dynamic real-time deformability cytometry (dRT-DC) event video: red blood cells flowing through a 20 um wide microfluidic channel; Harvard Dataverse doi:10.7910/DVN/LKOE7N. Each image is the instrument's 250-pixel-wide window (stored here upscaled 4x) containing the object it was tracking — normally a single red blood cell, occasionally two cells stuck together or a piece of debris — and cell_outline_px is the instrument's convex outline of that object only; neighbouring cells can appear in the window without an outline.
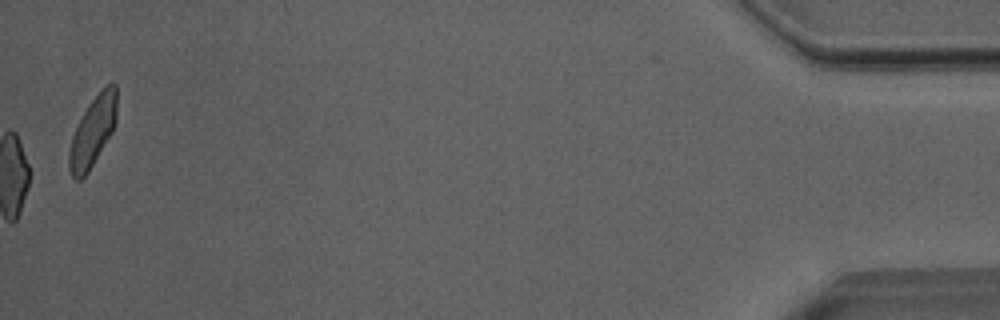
{"species": "Egyptian fruit bat (a non-hibernating species)", "species_latin": "Rousettus aegyptiacus", "temperature_condition": "room temperature", "stored_images_in_passage": 52, "camera_frame_rate_fps": 3000, "um_per_image_px": 0.085, "animal": {"sex": "male"}, "frame": {"image": 1, "passage_image": 52, "time_ms": 17.0, "image_size_px": [1000, 320], "cell_outline_px": [[116, 120], [112, 132], [88, 172], [80, 180], [76, 180], [72, 176], [68, 168], [68, 152], [72, 136], [88, 104], [108, 84], [116, 84]], "centroid_in_image_um": [7.86, 11.23], "position_along_channel_um": 427.3, "area_um2": 19.02}, "authors_computed_cell_mechanics": {"area_um2": 19.2763, "velocity_mm_per_s": 4.0421, "shape_relaxation_time_tau1_ms": null, "shape_relaxation_time_tau2_ms": 1.5234, "deformation_change_tau1": null, "deformation_change_tau2": 0.0841}}